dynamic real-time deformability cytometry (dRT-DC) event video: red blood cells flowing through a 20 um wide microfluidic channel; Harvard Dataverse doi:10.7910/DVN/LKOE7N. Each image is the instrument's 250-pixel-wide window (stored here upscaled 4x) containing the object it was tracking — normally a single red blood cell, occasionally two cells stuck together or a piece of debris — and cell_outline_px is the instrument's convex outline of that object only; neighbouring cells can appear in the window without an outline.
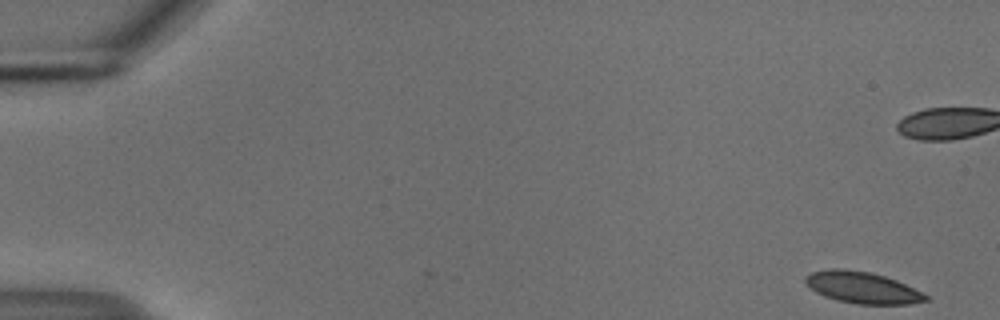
{"species": "common noctule bat (a hibernating species)", "species_latin": "Nyctalus noctula", "temperature_condition": "cold", "stored_images_in_passage": 15, "camera_frame_rate_fps": 3000, "um_per_image_px": 0.085, "animal": {"sex": "male", "body_mass_g": 18.8}, "frame": {"image": 1, "passage_image": 1, "time_ms": 0.0, "image_size_px": [1000, 320], "cell_outline_px": [[928, 300], [908, 304], [856, 304], [836, 300], [824, 296], [816, 292], [804, 280], [804, 276], [812, 272], [832, 268], [840, 268], [868, 272], [884, 276], [896, 280], [928, 296]], "centroid_in_image_um": [73.26, 24.44], "position_along_channel_um": 11.7, "area_um2": 21.79}}